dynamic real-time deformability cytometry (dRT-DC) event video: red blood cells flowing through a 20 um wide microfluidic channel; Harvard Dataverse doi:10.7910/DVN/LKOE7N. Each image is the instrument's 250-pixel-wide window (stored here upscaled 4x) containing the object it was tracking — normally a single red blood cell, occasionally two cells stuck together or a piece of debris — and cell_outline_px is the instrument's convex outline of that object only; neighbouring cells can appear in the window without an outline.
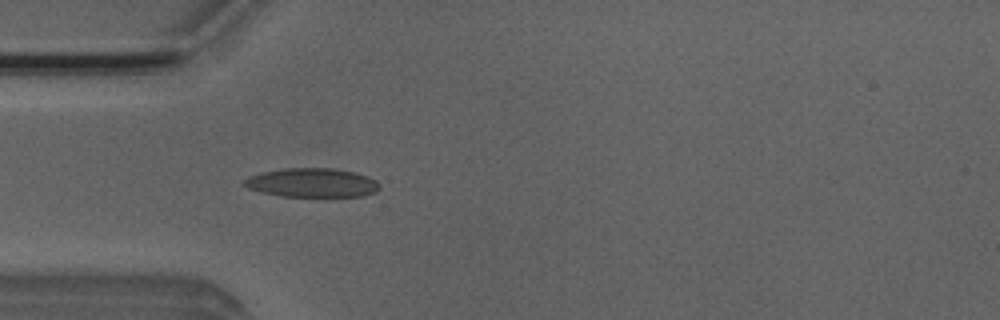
{"species": "Egyptian fruit bat (a non-hibernating species)", "species_latin": "Rousettus aegyptiacus", "temperature_condition": "room temperature", "stored_images_in_passage": 41, "camera_frame_rate_fps": 3000, "um_per_image_px": 0.085, "animal": {"sex": "male"}, "frame": {"image": 1, "passage_image": 7, "time_ms": 2.0, "image_size_px": [1000, 320], "cell_outline_px": [[380, 188], [376, 192], [364, 196], [280, 196], [260, 192], [248, 188], [244, 184], [244, 180], [248, 176], [260, 172], [284, 168], [332, 168], [356, 172], [368, 176], [376, 180], [380, 184]], "centroid_in_image_um": [26.54, 15.52], "position_along_channel_um": 58.5, "area_um2": 23.06}}
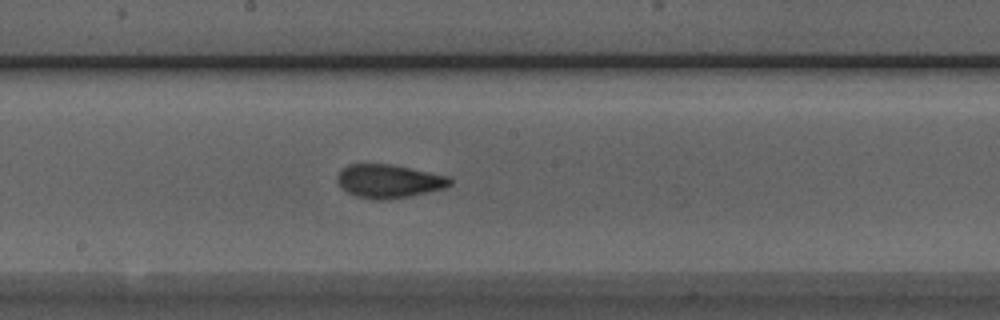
{"frame": {"image": 2, "passage_image": 19, "time_ms": 6.0, "image_size_px": [1000, 320], "cell_outline_px": [[452, 184], [444, 188], [428, 192], [408, 196], [384, 200], [376, 200], [356, 196], [340, 188], [336, 180], [336, 176], [348, 164], [392, 164], [448, 176], [452, 180]], "centroid_in_image_um": [33.03, 15.4], "position_along_channel_um": 215.2, "area_um2": 21.96}}
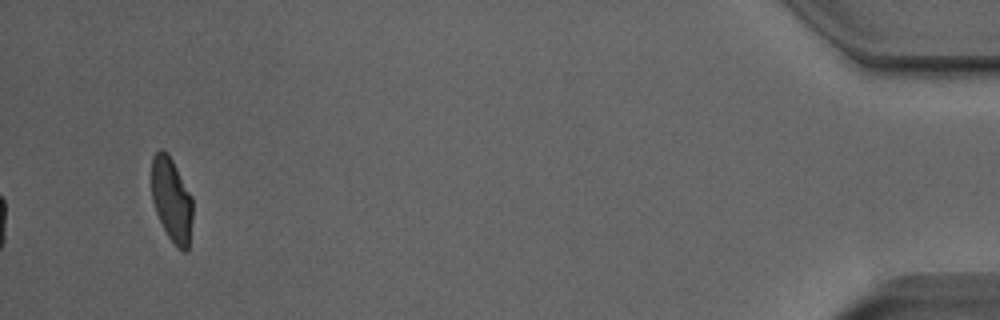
{"frame": {"image": 3, "passage_image": 41, "time_ms": 13.333, "image_size_px": [1000, 320], "cell_outline_px": [[192, 216], [188, 248], [184, 252], [168, 236], [156, 212], [152, 200], [152, 156], [160, 148], [164, 148], [168, 152], [192, 196]], "centroid_in_image_um": [14.58, 16.91], "position_along_channel_um": 420.6, "area_um2": 19.94}, "authors_computed_cell_mechanics": {"area_um2": 21.6172, "velocity_mm_per_s": 3.967, "shape_relaxation_time_tau1_ms": 5.5514, "shape_relaxation_time_tau2_ms": 1.2804, "deformation_change_tau1": 0.1807, "deformation_change_tau2": 0.0647}}